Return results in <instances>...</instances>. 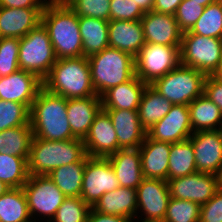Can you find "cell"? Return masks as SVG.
Here are the masks:
<instances>
[{
  "mask_svg": "<svg viewBox=\"0 0 222 222\" xmlns=\"http://www.w3.org/2000/svg\"><path fill=\"white\" fill-rule=\"evenodd\" d=\"M41 23L48 30L57 59L83 56L79 17L63 0H49Z\"/></svg>",
  "mask_w": 222,
  "mask_h": 222,
  "instance_id": "6da1fadb",
  "label": "cell"
},
{
  "mask_svg": "<svg viewBox=\"0 0 222 222\" xmlns=\"http://www.w3.org/2000/svg\"><path fill=\"white\" fill-rule=\"evenodd\" d=\"M67 115V99L42 87L30 108L33 137L51 141L76 138Z\"/></svg>",
  "mask_w": 222,
  "mask_h": 222,
  "instance_id": "7a4b0ae2",
  "label": "cell"
},
{
  "mask_svg": "<svg viewBox=\"0 0 222 222\" xmlns=\"http://www.w3.org/2000/svg\"><path fill=\"white\" fill-rule=\"evenodd\" d=\"M83 139L51 141L32 137L28 157L29 175H48L52 170L78 161H87Z\"/></svg>",
  "mask_w": 222,
  "mask_h": 222,
  "instance_id": "3957f363",
  "label": "cell"
},
{
  "mask_svg": "<svg viewBox=\"0 0 222 222\" xmlns=\"http://www.w3.org/2000/svg\"><path fill=\"white\" fill-rule=\"evenodd\" d=\"M42 81L46 90L66 99L98 96L91 82L89 61L85 56L57 59Z\"/></svg>",
  "mask_w": 222,
  "mask_h": 222,
  "instance_id": "277c9868",
  "label": "cell"
},
{
  "mask_svg": "<svg viewBox=\"0 0 222 222\" xmlns=\"http://www.w3.org/2000/svg\"><path fill=\"white\" fill-rule=\"evenodd\" d=\"M91 82L98 96L135 75V58L117 48L107 47L88 57Z\"/></svg>",
  "mask_w": 222,
  "mask_h": 222,
  "instance_id": "5b68a950",
  "label": "cell"
},
{
  "mask_svg": "<svg viewBox=\"0 0 222 222\" xmlns=\"http://www.w3.org/2000/svg\"><path fill=\"white\" fill-rule=\"evenodd\" d=\"M206 77L197 69L179 64L150 85L173 105H189L204 94Z\"/></svg>",
  "mask_w": 222,
  "mask_h": 222,
  "instance_id": "8992f818",
  "label": "cell"
},
{
  "mask_svg": "<svg viewBox=\"0 0 222 222\" xmlns=\"http://www.w3.org/2000/svg\"><path fill=\"white\" fill-rule=\"evenodd\" d=\"M57 61L48 30L40 23L20 38L19 68L36 74L43 80Z\"/></svg>",
  "mask_w": 222,
  "mask_h": 222,
  "instance_id": "52a82bcc",
  "label": "cell"
},
{
  "mask_svg": "<svg viewBox=\"0 0 222 222\" xmlns=\"http://www.w3.org/2000/svg\"><path fill=\"white\" fill-rule=\"evenodd\" d=\"M222 56V39L193 34H182L180 64L212 75Z\"/></svg>",
  "mask_w": 222,
  "mask_h": 222,
  "instance_id": "ba28073f",
  "label": "cell"
},
{
  "mask_svg": "<svg viewBox=\"0 0 222 222\" xmlns=\"http://www.w3.org/2000/svg\"><path fill=\"white\" fill-rule=\"evenodd\" d=\"M22 188L27 198L30 217L38 221L50 222L66 198L47 175H29Z\"/></svg>",
  "mask_w": 222,
  "mask_h": 222,
  "instance_id": "9c48e42d",
  "label": "cell"
},
{
  "mask_svg": "<svg viewBox=\"0 0 222 222\" xmlns=\"http://www.w3.org/2000/svg\"><path fill=\"white\" fill-rule=\"evenodd\" d=\"M180 48L146 43L135 57V75L152 84L180 64Z\"/></svg>",
  "mask_w": 222,
  "mask_h": 222,
  "instance_id": "30bf717a",
  "label": "cell"
},
{
  "mask_svg": "<svg viewBox=\"0 0 222 222\" xmlns=\"http://www.w3.org/2000/svg\"><path fill=\"white\" fill-rule=\"evenodd\" d=\"M119 187L108 158L89 157L87 159L80 194L85 203L93 207L103 194Z\"/></svg>",
  "mask_w": 222,
  "mask_h": 222,
  "instance_id": "8fae6325",
  "label": "cell"
},
{
  "mask_svg": "<svg viewBox=\"0 0 222 222\" xmlns=\"http://www.w3.org/2000/svg\"><path fill=\"white\" fill-rule=\"evenodd\" d=\"M136 198L140 221L163 222L171 198L167 181L144 178L136 188Z\"/></svg>",
  "mask_w": 222,
  "mask_h": 222,
  "instance_id": "7c38bea8",
  "label": "cell"
},
{
  "mask_svg": "<svg viewBox=\"0 0 222 222\" xmlns=\"http://www.w3.org/2000/svg\"><path fill=\"white\" fill-rule=\"evenodd\" d=\"M171 198L189 200L204 205L219 190L215 174L196 172L167 180Z\"/></svg>",
  "mask_w": 222,
  "mask_h": 222,
  "instance_id": "4fadbf2b",
  "label": "cell"
},
{
  "mask_svg": "<svg viewBox=\"0 0 222 222\" xmlns=\"http://www.w3.org/2000/svg\"><path fill=\"white\" fill-rule=\"evenodd\" d=\"M192 134L188 105H173L166 116L147 131L150 139L169 143L188 140Z\"/></svg>",
  "mask_w": 222,
  "mask_h": 222,
  "instance_id": "5bb4252c",
  "label": "cell"
},
{
  "mask_svg": "<svg viewBox=\"0 0 222 222\" xmlns=\"http://www.w3.org/2000/svg\"><path fill=\"white\" fill-rule=\"evenodd\" d=\"M43 81L34 73L22 69L0 77V100L24 104L29 110Z\"/></svg>",
  "mask_w": 222,
  "mask_h": 222,
  "instance_id": "9a60e30c",
  "label": "cell"
},
{
  "mask_svg": "<svg viewBox=\"0 0 222 222\" xmlns=\"http://www.w3.org/2000/svg\"><path fill=\"white\" fill-rule=\"evenodd\" d=\"M189 140L194 149L197 172L215 174L222 163V130L193 132Z\"/></svg>",
  "mask_w": 222,
  "mask_h": 222,
  "instance_id": "2e32d148",
  "label": "cell"
},
{
  "mask_svg": "<svg viewBox=\"0 0 222 222\" xmlns=\"http://www.w3.org/2000/svg\"><path fill=\"white\" fill-rule=\"evenodd\" d=\"M83 142L89 157L107 158L118 151L117 134L109 114L104 109H101L93 120Z\"/></svg>",
  "mask_w": 222,
  "mask_h": 222,
  "instance_id": "e0dca14e",
  "label": "cell"
},
{
  "mask_svg": "<svg viewBox=\"0 0 222 222\" xmlns=\"http://www.w3.org/2000/svg\"><path fill=\"white\" fill-rule=\"evenodd\" d=\"M144 39L149 44L181 46L182 34L174 15L150 11L140 19Z\"/></svg>",
  "mask_w": 222,
  "mask_h": 222,
  "instance_id": "ac0fdd59",
  "label": "cell"
},
{
  "mask_svg": "<svg viewBox=\"0 0 222 222\" xmlns=\"http://www.w3.org/2000/svg\"><path fill=\"white\" fill-rule=\"evenodd\" d=\"M44 8L0 7V38H22L41 23Z\"/></svg>",
  "mask_w": 222,
  "mask_h": 222,
  "instance_id": "d6986e66",
  "label": "cell"
},
{
  "mask_svg": "<svg viewBox=\"0 0 222 222\" xmlns=\"http://www.w3.org/2000/svg\"><path fill=\"white\" fill-rule=\"evenodd\" d=\"M170 149L171 143L145 136L144 142L139 147L144 178L168 180Z\"/></svg>",
  "mask_w": 222,
  "mask_h": 222,
  "instance_id": "ffe728a7",
  "label": "cell"
},
{
  "mask_svg": "<svg viewBox=\"0 0 222 222\" xmlns=\"http://www.w3.org/2000/svg\"><path fill=\"white\" fill-rule=\"evenodd\" d=\"M147 85L134 75L130 80L109 88L101 95L102 109L138 111L141 97Z\"/></svg>",
  "mask_w": 222,
  "mask_h": 222,
  "instance_id": "44dd1931",
  "label": "cell"
},
{
  "mask_svg": "<svg viewBox=\"0 0 222 222\" xmlns=\"http://www.w3.org/2000/svg\"><path fill=\"white\" fill-rule=\"evenodd\" d=\"M117 134L118 150L139 148L144 142L147 131L141 126L138 111L105 110Z\"/></svg>",
  "mask_w": 222,
  "mask_h": 222,
  "instance_id": "7402d4cb",
  "label": "cell"
},
{
  "mask_svg": "<svg viewBox=\"0 0 222 222\" xmlns=\"http://www.w3.org/2000/svg\"><path fill=\"white\" fill-rule=\"evenodd\" d=\"M109 47L131 54L134 58L146 44L140 20H111L108 26Z\"/></svg>",
  "mask_w": 222,
  "mask_h": 222,
  "instance_id": "603a6c76",
  "label": "cell"
},
{
  "mask_svg": "<svg viewBox=\"0 0 222 222\" xmlns=\"http://www.w3.org/2000/svg\"><path fill=\"white\" fill-rule=\"evenodd\" d=\"M101 109V96L67 99V117L72 134L84 139Z\"/></svg>",
  "mask_w": 222,
  "mask_h": 222,
  "instance_id": "cb8c5ba5",
  "label": "cell"
},
{
  "mask_svg": "<svg viewBox=\"0 0 222 222\" xmlns=\"http://www.w3.org/2000/svg\"><path fill=\"white\" fill-rule=\"evenodd\" d=\"M99 213L106 215L122 216L132 221L139 220L137 214L136 189L119 187L113 191L106 192L92 207Z\"/></svg>",
  "mask_w": 222,
  "mask_h": 222,
  "instance_id": "d4e9b609",
  "label": "cell"
},
{
  "mask_svg": "<svg viewBox=\"0 0 222 222\" xmlns=\"http://www.w3.org/2000/svg\"><path fill=\"white\" fill-rule=\"evenodd\" d=\"M119 186L136 189L144 179L139 148L119 149L107 157Z\"/></svg>",
  "mask_w": 222,
  "mask_h": 222,
  "instance_id": "484cf974",
  "label": "cell"
},
{
  "mask_svg": "<svg viewBox=\"0 0 222 222\" xmlns=\"http://www.w3.org/2000/svg\"><path fill=\"white\" fill-rule=\"evenodd\" d=\"M109 21L92 17H79V30L86 58L109 47Z\"/></svg>",
  "mask_w": 222,
  "mask_h": 222,
  "instance_id": "4316f807",
  "label": "cell"
},
{
  "mask_svg": "<svg viewBox=\"0 0 222 222\" xmlns=\"http://www.w3.org/2000/svg\"><path fill=\"white\" fill-rule=\"evenodd\" d=\"M193 132L222 129V111L204 94L189 105Z\"/></svg>",
  "mask_w": 222,
  "mask_h": 222,
  "instance_id": "83f0119b",
  "label": "cell"
},
{
  "mask_svg": "<svg viewBox=\"0 0 222 222\" xmlns=\"http://www.w3.org/2000/svg\"><path fill=\"white\" fill-rule=\"evenodd\" d=\"M173 104L158 93L151 85H147L138 107L141 126L148 131L170 111Z\"/></svg>",
  "mask_w": 222,
  "mask_h": 222,
  "instance_id": "f1b7e54d",
  "label": "cell"
},
{
  "mask_svg": "<svg viewBox=\"0 0 222 222\" xmlns=\"http://www.w3.org/2000/svg\"><path fill=\"white\" fill-rule=\"evenodd\" d=\"M86 161H78L52 170L47 176L66 197H80Z\"/></svg>",
  "mask_w": 222,
  "mask_h": 222,
  "instance_id": "f546056e",
  "label": "cell"
},
{
  "mask_svg": "<svg viewBox=\"0 0 222 222\" xmlns=\"http://www.w3.org/2000/svg\"><path fill=\"white\" fill-rule=\"evenodd\" d=\"M33 137L30 122L0 132V153L23 157L28 161Z\"/></svg>",
  "mask_w": 222,
  "mask_h": 222,
  "instance_id": "4dcf8cb0",
  "label": "cell"
},
{
  "mask_svg": "<svg viewBox=\"0 0 222 222\" xmlns=\"http://www.w3.org/2000/svg\"><path fill=\"white\" fill-rule=\"evenodd\" d=\"M197 172L192 142L188 139L171 143L168 179L183 177Z\"/></svg>",
  "mask_w": 222,
  "mask_h": 222,
  "instance_id": "1f68e13d",
  "label": "cell"
},
{
  "mask_svg": "<svg viewBox=\"0 0 222 222\" xmlns=\"http://www.w3.org/2000/svg\"><path fill=\"white\" fill-rule=\"evenodd\" d=\"M31 219L23 188H11L0 196V222H27Z\"/></svg>",
  "mask_w": 222,
  "mask_h": 222,
  "instance_id": "d6a6232c",
  "label": "cell"
},
{
  "mask_svg": "<svg viewBox=\"0 0 222 222\" xmlns=\"http://www.w3.org/2000/svg\"><path fill=\"white\" fill-rule=\"evenodd\" d=\"M28 178V162L25 158L0 153V181L10 188H21Z\"/></svg>",
  "mask_w": 222,
  "mask_h": 222,
  "instance_id": "836d02e7",
  "label": "cell"
},
{
  "mask_svg": "<svg viewBox=\"0 0 222 222\" xmlns=\"http://www.w3.org/2000/svg\"><path fill=\"white\" fill-rule=\"evenodd\" d=\"M193 34L222 39V4L219 0L207 5L190 30Z\"/></svg>",
  "mask_w": 222,
  "mask_h": 222,
  "instance_id": "e575fe53",
  "label": "cell"
},
{
  "mask_svg": "<svg viewBox=\"0 0 222 222\" xmlns=\"http://www.w3.org/2000/svg\"><path fill=\"white\" fill-rule=\"evenodd\" d=\"M91 208L81 197H66L50 222H87Z\"/></svg>",
  "mask_w": 222,
  "mask_h": 222,
  "instance_id": "d590c367",
  "label": "cell"
},
{
  "mask_svg": "<svg viewBox=\"0 0 222 222\" xmlns=\"http://www.w3.org/2000/svg\"><path fill=\"white\" fill-rule=\"evenodd\" d=\"M30 110L21 103L0 100V132L29 123Z\"/></svg>",
  "mask_w": 222,
  "mask_h": 222,
  "instance_id": "8d00e7d4",
  "label": "cell"
},
{
  "mask_svg": "<svg viewBox=\"0 0 222 222\" xmlns=\"http://www.w3.org/2000/svg\"><path fill=\"white\" fill-rule=\"evenodd\" d=\"M200 206L189 200L170 198L163 222H199Z\"/></svg>",
  "mask_w": 222,
  "mask_h": 222,
  "instance_id": "74e56055",
  "label": "cell"
},
{
  "mask_svg": "<svg viewBox=\"0 0 222 222\" xmlns=\"http://www.w3.org/2000/svg\"><path fill=\"white\" fill-rule=\"evenodd\" d=\"M78 17L110 21L111 0H63Z\"/></svg>",
  "mask_w": 222,
  "mask_h": 222,
  "instance_id": "f35d334b",
  "label": "cell"
},
{
  "mask_svg": "<svg viewBox=\"0 0 222 222\" xmlns=\"http://www.w3.org/2000/svg\"><path fill=\"white\" fill-rule=\"evenodd\" d=\"M19 38H0V77L19 70Z\"/></svg>",
  "mask_w": 222,
  "mask_h": 222,
  "instance_id": "ab89813d",
  "label": "cell"
},
{
  "mask_svg": "<svg viewBox=\"0 0 222 222\" xmlns=\"http://www.w3.org/2000/svg\"><path fill=\"white\" fill-rule=\"evenodd\" d=\"M204 8V6L192 0H183L181 2L174 16L183 33L192 29L199 17L203 14Z\"/></svg>",
  "mask_w": 222,
  "mask_h": 222,
  "instance_id": "60d3db41",
  "label": "cell"
},
{
  "mask_svg": "<svg viewBox=\"0 0 222 222\" xmlns=\"http://www.w3.org/2000/svg\"><path fill=\"white\" fill-rule=\"evenodd\" d=\"M145 13L133 0H111L110 1V21L111 20H140Z\"/></svg>",
  "mask_w": 222,
  "mask_h": 222,
  "instance_id": "b9f144b4",
  "label": "cell"
},
{
  "mask_svg": "<svg viewBox=\"0 0 222 222\" xmlns=\"http://www.w3.org/2000/svg\"><path fill=\"white\" fill-rule=\"evenodd\" d=\"M199 222H222V189L200 206Z\"/></svg>",
  "mask_w": 222,
  "mask_h": 222,
  "instance_id": "7bdbcfd3",
  "label": "cell"
},
{
  "mask_svg": "<svg viewBox=\"0 0 222 222\" xmlns=\"http://www.w3.org/2000/svg\"><path fill=\"white\" fill-rule=\"evenodd\" d=\"M204 95L222 111V80L207 75L204 82Z\"/></svg>",
  "mask_w": 222,
  "mask_h": 222,
  "instance_id": "ee69618b",
  "label": "cell"
},
{
  "mask_svg": "<svg viewBox=\"0 0 222 222\" xmlns=\"http://www.w3.org/2000/svg\"><path fill=\"white\" fill-rule=\"evenodd\" d=\"M49 0H0V7L7 8H45Z\"/></svg>",
  "mask_w": 222,
  "mask_h": 222,
  "instance_id": "f6af8a7d",
  "label": "cell"
},
{
  "mask_svg": "<svg viewBox=\"0 0 222 222\" xmlns=\"http://www.w3.org/2000/svg\"><path fill=\"white\" fill-rule=\"evenodd\" d=\"M183 0H154L152 11L175 15L178 6Z\"/></svg>",
  "mask_w": 222,
  "mask_h": 222,
  "instance_id": "bcb514c9",
  "label": "cell"
},
{
  "mask_svg": "<svg viewBox=\"0 0 222 222\" xmlns=\"http://www.w3.org/2000/svg\"><path fill=\"white\" fill-rule=\"evenodd\" d=\"M87 222H133V221L129 218L122 216L102 214L91 208Z\"/></svg>",
  "mask_w": 222,
  "mask_h": 222,
  "instance_id": "7dc6e473",
  "label": "cell"
},
{
  "mask_svg": "<svg viewBox=\"0 0 222 222\" xmlns=\"http://www.w3.org/2000/svg\"><path fill=\"white\" fill-rule=\"evenodd\" d=\"M139 8L144 12L148 13L152 11L154 0H133Z\"/></svg>",
  "mask_w": 222,
  "mask_h": 222,
  "instance_id": "c3c4849f",
  "label": "cell"
},
{
  "mask_svg": "<svg viewBox=\"0 0 222 222\" xmlns=\"http://www.w3.org/2000/svg\"><path fill=\"white\" fill-rule=\"evenodd\" d=\"M215 177H216V181H217L219 189H222V163L220 164V167L215 173Z\"/></svg>",
  "mask_w": 222,
  "mask_h": 222,
  "instance_id": "681fc988",
  "label": "cell"
},
{
  "mask_svg": "<svg viewBox=\"0 0 222 222\" xmlns=\"http://www.w3.org/2000/svg\"><path fill=\"white\" fill-rule=\"evenodd\" d=\"M212 76L218 78L219 80H222V56H221L218 68L215 70Z\"/></svg>",
  "mask_w": 222,
  "mask_h": 222,
  "instance_id": "f907efd6",
  "label": "cell"
},
{
  "mask_svg": "<svg viewBox=\"0 0 222 222\" xmlns=\"http://www.w3.org/2000/svg\"><path fill=\"white\" fill-rule=\"evenodd\" d=\"M192 1L198 3V4L201 5V6L206 7L207 5H209V4H211V3H214V2H216L217 0H192Z\"/></svg>",
  "mask_w": 222,
  "mask_h": 222,
  "instance_id": "816d5d0a",
  "label": "cell"
},
{
  "mask_svg": "<svg viewBox=\"0 0 222 222\" xmlns=\"http://www.w3.org/2000/svg\"><path fill=\"white\" fill-rule=\"evenodd\" d=\"M9 189H11L10 187H8L5 183H3L2 181H0V196H2L3 194H5Z\"/></svg>",
  "mask_w": 222,
  "mask_h": 222,
  "instance_id": "f5cc1de1",
  "label": "cell"
},
{
  "mask_svg": "<svg viewBox=\"0 0 222 222\" xmlns=\"http://www.w3.org/2000/svg\"><path fill=\"white\" fill-rule=\"evenodd\" d=\"M27 222H41V221H38V220H35V219H30L29 221Z\"/></svg>",
  "mask_w": 222,
  "mask_h": 222,
  "instance_id": "db71d44e",
  "label": "cell"
},
{
  "mask_svg": "<svg viewBox=\"0 0 222 222\" xmlns=\"http://www.w3.org/2000/svg\"><path fill=\"white\" fill-rule=\"evenodd\" d=\"M133 222H135V221H133ZM137 222H141V221L138 220ZM142 222H154V221H142Z\"/></svg>",
  "mask_w": 222,
  "mask_h": 222,
  "instance_id": "11a10c76",
  "label": "cell"
}]
</instances>
